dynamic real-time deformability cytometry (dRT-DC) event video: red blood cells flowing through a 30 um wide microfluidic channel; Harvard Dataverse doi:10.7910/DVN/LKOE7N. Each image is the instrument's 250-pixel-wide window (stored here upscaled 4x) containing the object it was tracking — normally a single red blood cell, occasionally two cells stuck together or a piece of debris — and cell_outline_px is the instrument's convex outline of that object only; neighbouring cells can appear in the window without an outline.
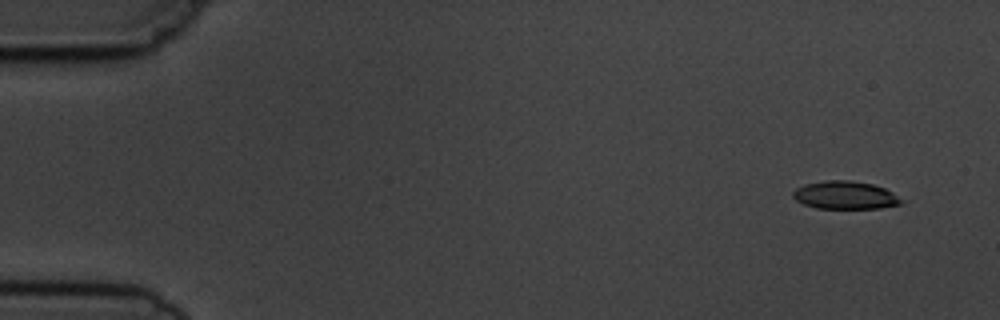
{"species": "common noctule bat (a hibernating species)", "species_latin": "Nyctalus noctula", "temperature_condition": "cold", "stored_images_in_passage": 4, "camera_frame_rate_fps": 3000, "um_per_image_px": 0.085, "animal": {"sex": "male", "body_mass_g": 19.5, "forearm_length_mm": 54.6}, "frame": {"image": 1, "passage_image": 1, "time_ms": 0.0, "image_size_px": [1000, 320], "cell_outline_px": [[908, 200], [900, 204], [880, 208], [816, 208], [804, 204], [796, 200], [792, 196], [792, 192], [796, 188], [804, 184], [828, 180], [848, 180], [872, 184], [884, 188]], "centroid_in_image_um": [71.87, 16.59], "position_along_channel_um": 13.1, "area_um2": 17.74}}
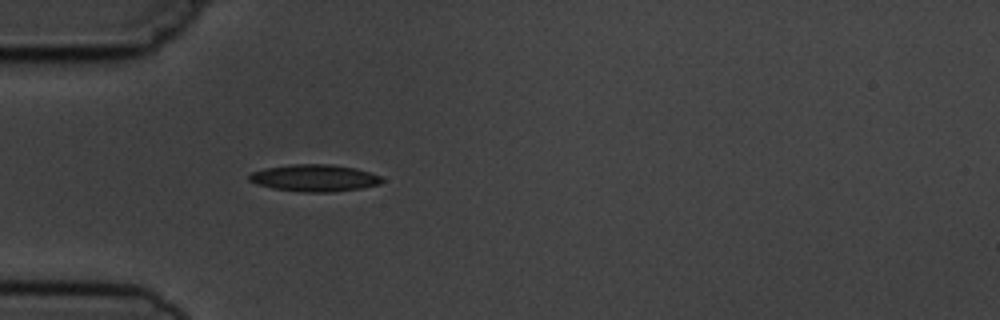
{"frame": {"image": 2, "passage_image": 4, "time_ms": 4.333, "image_size_px": [1000, 320], "cell_outline_px": [[384, 180], [380, 184], [360, 188], [332, 192], [300, 192], [272, 188], [256, 184], [248, 180], [248, 176], [252, 172], [264, 168], [292, 164], [328, 164], [356, 168], [380, 176]], "centroid_in_image_um": [26.7, 15.13], "position_along_channel_um": 58.3, "area_um2": 20.87}}